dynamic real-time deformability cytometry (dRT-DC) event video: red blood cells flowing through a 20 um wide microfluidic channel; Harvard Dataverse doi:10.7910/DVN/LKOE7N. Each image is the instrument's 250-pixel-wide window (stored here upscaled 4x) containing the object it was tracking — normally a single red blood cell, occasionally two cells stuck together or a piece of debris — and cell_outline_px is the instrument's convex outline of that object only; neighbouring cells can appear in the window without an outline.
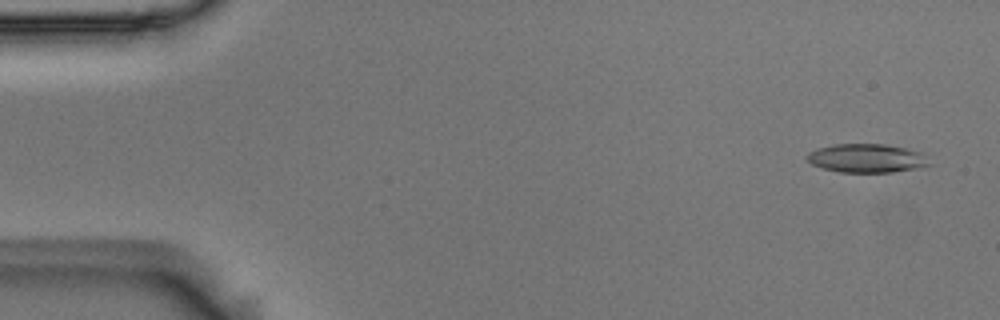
{"species": "Egyptian fruit bat (a non-hibernating species)", "species_latin": "Rousettus aegyptiacus", "temperature_condition": "room temperature", "stored_images_in_passage": 55, "camera_frame_rate_fps": 3000, "um_per_image_px": 0.085, "animal": {"sex": "male"}, "frame": {"image": 1, "passage_image": 3, "time_ms": 0.667, "image_size_px": [1000, 320], "cell_outline_px": [[928, 164], [912, 168], [892, 172], [840, 172], [824, 168], [812, 164], [804, 156], [808, 152], [816, 148], [832, 144], [884, 144], [904, 148], [920, 152]], "centroid_in_image_um": [73.54, 13.43], "position_along_channel_um": 11.5, "area_um2": 20.0}}
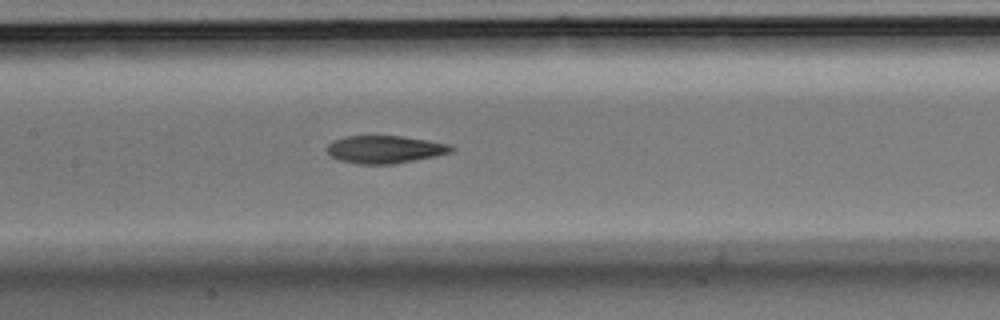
{"frame": {"image": 2, "passage_image": 26, "time_ms": 8.333, "image_size_px": [1000, 320], "cell_outline_px": [[456, 148], [452, 152], [396, 164], [360, 164], [340, 160], [332, 156], [324, 148], [328, 144], [344, 136], [400, 136], [428, 140], [448, 144]], "centroid_in_image_um": [32.72, 12.7], "position_along_channel_um": 174.7, "area_um2": 19.94}}
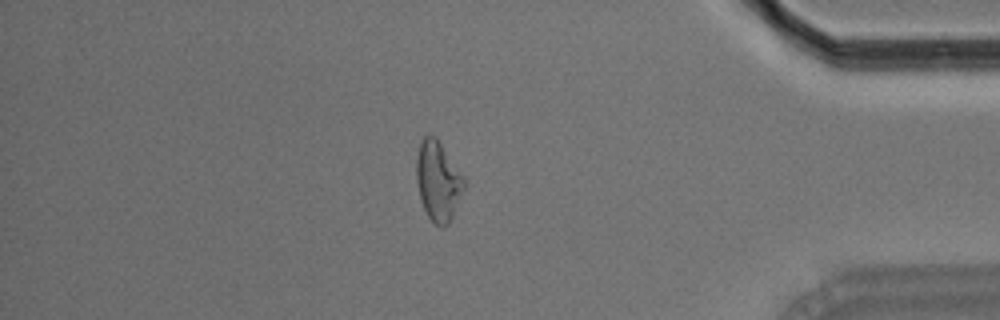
{"frame": {"image": 3, "passage_image": 47, "time_ms": 15.333, "image_size_px": [1000, 320], "cell_outline_px": [[464, 188], [452, 216], [448, 224], [444, 228], [440, 228], [428, 216], [420, 200], [416, 180], [416, 156], [420, 140], [424, 136], [436, 136], [464, 176]], "centroid_in_image_um": [37.21, 15.36], "position_along_channel_um": 398.0, "area_um2": 22.14}, "authors_computed_cell_mechanics": {"area_um2": 20.5768, "velocity_mm_per_s": 3.672, "shape_relaxation_time_tau1_ms": 6.8944, "shape_relaxation_time_tau2_ms": 5.1868, "deformation_change_tau1": 0.1851, "deformation_change_tau2": 0.1317}}